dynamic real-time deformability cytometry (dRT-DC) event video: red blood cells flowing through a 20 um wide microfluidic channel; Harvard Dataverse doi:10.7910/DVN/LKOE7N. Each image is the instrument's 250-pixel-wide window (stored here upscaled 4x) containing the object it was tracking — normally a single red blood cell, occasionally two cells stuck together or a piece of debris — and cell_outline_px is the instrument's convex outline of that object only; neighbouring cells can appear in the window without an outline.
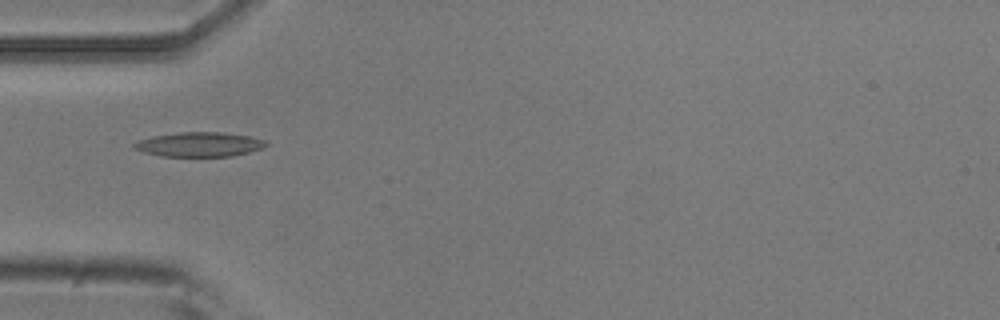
{"species": "common noctule bat (a hibernating species)", "species_latin": "Nyctalus noctula", "temperature_condition": "room temperature", "stored_images_in_passage": 5, "camera_frame_rate_fps": 3000, "um_per_image_px": 0.085, "animal": {"sex": "male", "body_mass_g": 20.5, "forearm_length_mm": 52.5}, "frame": {"image": 1, "passage_image": 3, "time_ms": 0.667, "image_size_px": [1000, 320], "cell_outline_px": [[268, 144], [264, 148], [232, 156], [160, 156], [144, 152], [132, 148], [132, 144], [136, 140], [152, 136], [180, 132], [220, 132], [248, 136], [264, 140]], "centroid_in_image_um": [16.89, 12.27], "position_along_channel_um": 68.1, "area_um2": 18.84}}
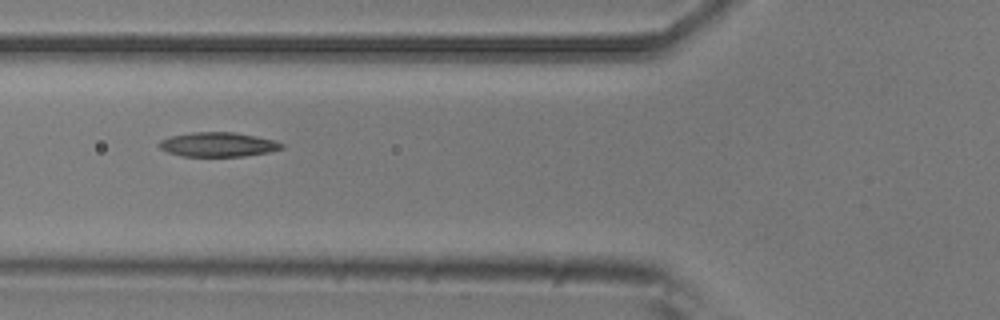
{"frame": {"image": 2, "passage_image": 4, "time_ms": 1.0, "image_size_px": [1000, 320], "cell_outline_px": [[284, 148], [268, 152], [244, 156], [184, 156], [168, 152], [160, 148], [156, 144], [160, 140], [172, 136], [192, 132], [236, 132], [276, 140], [284, 144]], "centroid_in_image_um": [18.55, 12.27], "position_along_channel_um": 107.3, "area_um2": 17.46}}
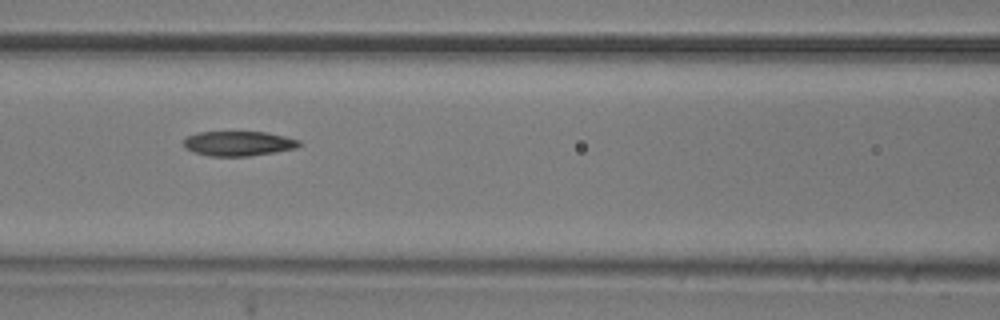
{"frame": {"image": 3, "passage_image": 5, "time_ms": 1.333, "image_size_px": [1000, 320], "cell_outline_px": [[300, 144], [296, 148], [248, 156], [208, 156], [184, 148], [184, 140], [188, 136], [200, 132], [268, 132], [300, 140]], "centroid_in_image_um": [20.26, 12.19], "position_along_channel_um": 146.3, "area_um2": 16.47}}